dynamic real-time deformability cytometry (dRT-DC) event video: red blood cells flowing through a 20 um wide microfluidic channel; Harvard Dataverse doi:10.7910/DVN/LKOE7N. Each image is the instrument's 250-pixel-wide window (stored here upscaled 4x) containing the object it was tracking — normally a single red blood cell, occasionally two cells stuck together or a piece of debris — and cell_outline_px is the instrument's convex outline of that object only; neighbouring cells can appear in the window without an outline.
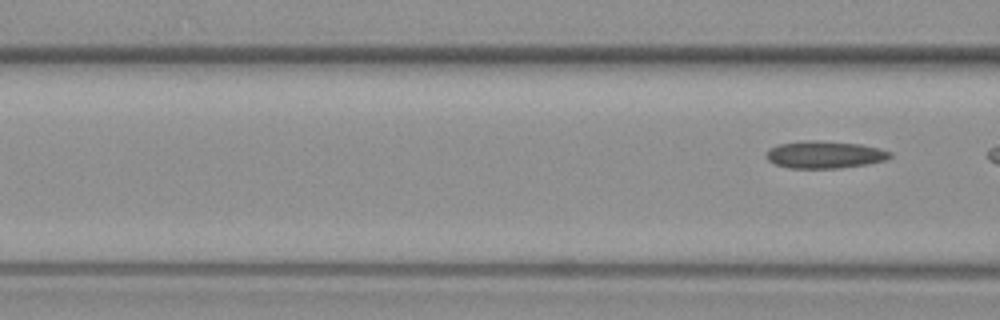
{"species": "common noctule bat (a hibernating species)", "species_latin": "Nyctalus noctula", "temperature_condition": "warm", "stored_images_in_passage": 3, "camera_frame_rate_fps": 3000, "um_per_image_px": 0.085, "animal": {"sex": "female", "body_mass_g": 19.3, "forearm_length_mm": 54.1}, "frame": {"image": 1, "passage_image": 3, "time_ms": 3.0, "image_size_px": [1000, 320], "cell_outline_px": [[892, 156], [888, 160], [868, 164], [840, 168], [788, 168], [776, 164], [768, 160], [764, 156], [768, 148], [780, 144], [804, 140], [820, 140], [860, 144], [880, 148], [892, 152]], "centroid_in_image_um": [70.11, 13.14], "position_along_channel_um": 96.5, "area_um2": 20.0}}